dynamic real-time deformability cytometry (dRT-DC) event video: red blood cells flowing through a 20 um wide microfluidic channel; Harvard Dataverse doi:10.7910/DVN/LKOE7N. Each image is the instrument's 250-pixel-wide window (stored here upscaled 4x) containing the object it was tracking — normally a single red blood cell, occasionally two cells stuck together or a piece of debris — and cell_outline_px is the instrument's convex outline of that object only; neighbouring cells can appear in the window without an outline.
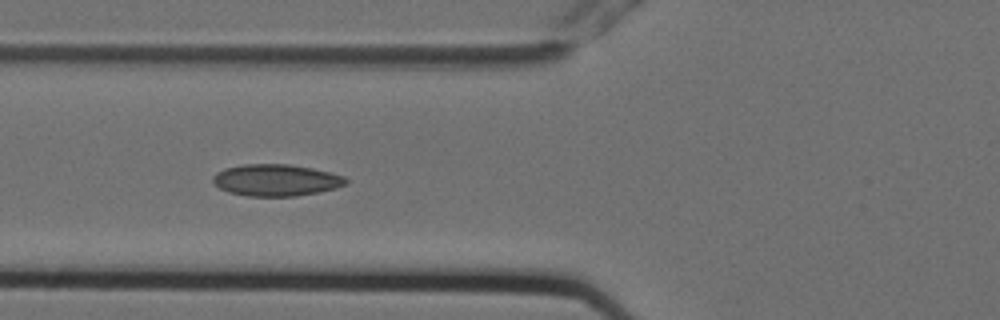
{"species": "Egyptian fruit bat (a non-hibernating species)", "species_latin": "Rousettus aegyptiacus", "temperature_condition": "cold", "stored_images_in_passage": 5, "camera_frame_rate_fps": 3000, "um_per_image_px": 0.085, "animal": {"sex": "female"}, "frame": {"image": 1, "passage_image": 4, "time_ms": 1.0, "image_size_px": [1000, 320], "cell_outline_px": [[348, 184], [336, 188], [320, 192], [296, 196], [248, 196], [228, 192], [212, 184], [212, 176], [216, 172], [224, 168], [244, 164], [288, 164], [312, 168], [344, 176], [348, 180]], "centroid_in_image_um": [23.44, 15.31], "position_along_channel_um": 102.4, "area_um2": 24.8}}
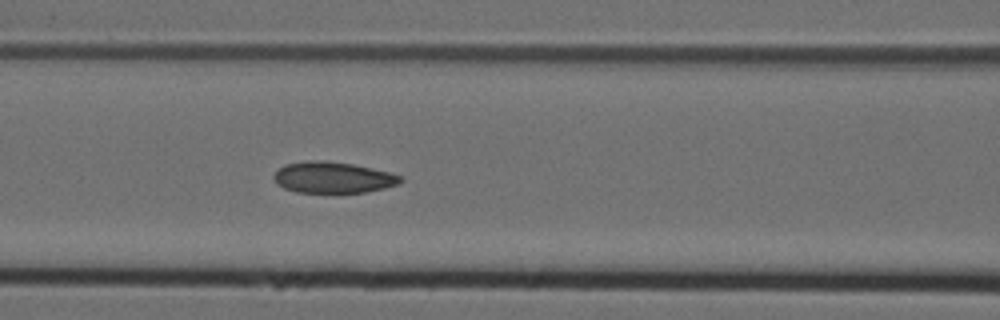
{"frame": {"image": 2, "passage_image": 5, "time_ms": 1.333, "image_size_px": [1000, 320], "cell_outline_px": [[404, 180], [400, 184], [384, 188], [364, 192], [296, 192], [284, 188], [276, 184], [272, 176], [284, 164], [308, 160], [320, 160], [352, 164], [372, 168], [404, 176]], "centroid_in_image_um": [28.31, 15.08], "position_along_channel_um": 138.3, "area_um2": 23.06}}